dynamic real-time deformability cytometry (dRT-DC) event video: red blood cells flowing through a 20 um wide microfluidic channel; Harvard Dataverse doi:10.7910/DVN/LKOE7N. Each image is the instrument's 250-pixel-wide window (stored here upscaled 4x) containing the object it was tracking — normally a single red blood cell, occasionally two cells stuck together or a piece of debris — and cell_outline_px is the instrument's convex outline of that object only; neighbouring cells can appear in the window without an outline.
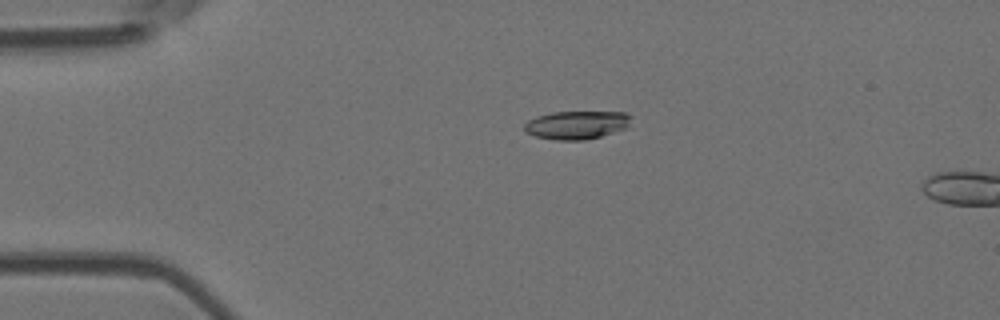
{"species": "Egyptian fruit bat (a non-hibernating species)", "species_latin": "Rousettus aegyptiacus", "temperature_condition": "room temperature", "stored_images_in_passage": 2, "camera_frame_rate_fps": 3000, "um_per_image_px": 0.085, "animal": {"sex": "female"}, "frame": {"image": 1, "passage_image": 1, "time_ms": 0.0, "image_size_px": [1000, 320], "cell_outline_px": [[632, 116], [628, 128], [600, 136], [584, 140], [556, 140], [536, 136], [524, 132], [524, 124], [528, 120], [536, 116], [552, 112], [624, 112]], "centroid_in_image_um": [49.02, 10.62], "position_along_channel_um": 36.0, "area_um2": 17.69}}